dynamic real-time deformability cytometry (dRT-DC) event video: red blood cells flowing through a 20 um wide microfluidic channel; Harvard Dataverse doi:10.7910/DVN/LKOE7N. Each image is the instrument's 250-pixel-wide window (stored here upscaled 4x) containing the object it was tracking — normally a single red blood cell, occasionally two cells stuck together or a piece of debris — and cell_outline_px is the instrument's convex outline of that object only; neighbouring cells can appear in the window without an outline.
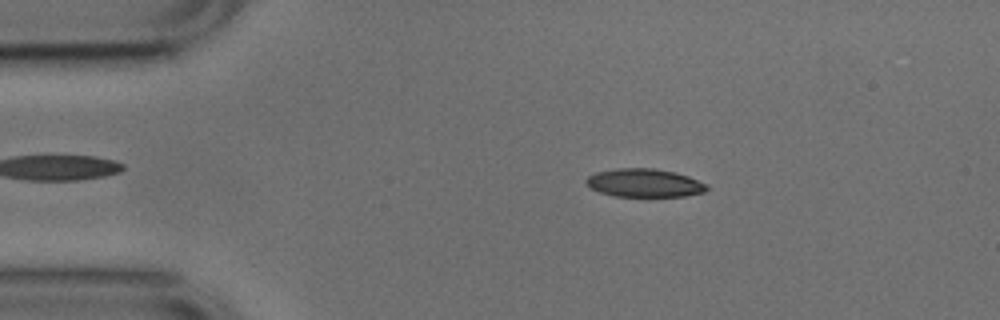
{"species": "common noctule bat (a hibernating species)", "species_latin": "Nyctalus noctula", "temperature_condition": "cold", "stored_images_in_passage": 51, "camera_frame_rate_fps": 3000, "um_per_image_px": 0.085, "animal": {"sex": "male", "body_mass_g": 17.9, "forearm_length_mm": 54.2}, "frame": {"image": 1, "passage_image": 8, "time_ms": 2.333, "image_size_px": [1000, 320], "cell_outline_px": [[708, 188], [704, 192], [684, 196], [616, 196], [600, 192], [592, 188], [584, 180], [588, 176], [596, 172], [616, 168], [652, 168], [676, 172], [688, 176], [708, 184]], "centroid_in_image_um": [54.79, 15.54], "position_along_channel_um": 30.2, "area_um2": 19.83}}
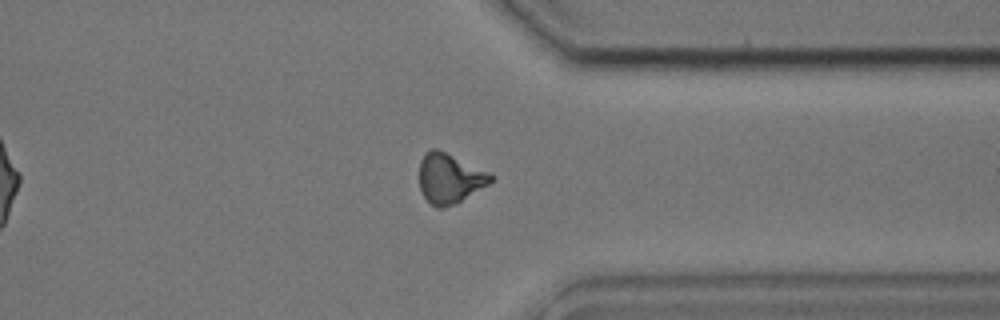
{"frame": {"image": 2, "passage_image": 39, "time_ms": 12.667, "image_size_px": [1000, 320], "cell_outline_px": [[496, 176], [488, 184], [460, 200], [444, 208], [436, 208], [424, 196], [420, 188], [420, 160], [424, 152], [432, 148], [436, 148], [488, 172]], "centroid_in_image_um": [38.19, 15.14], "position_along_channel_um": 373.2, "area_um2": 20.29}}
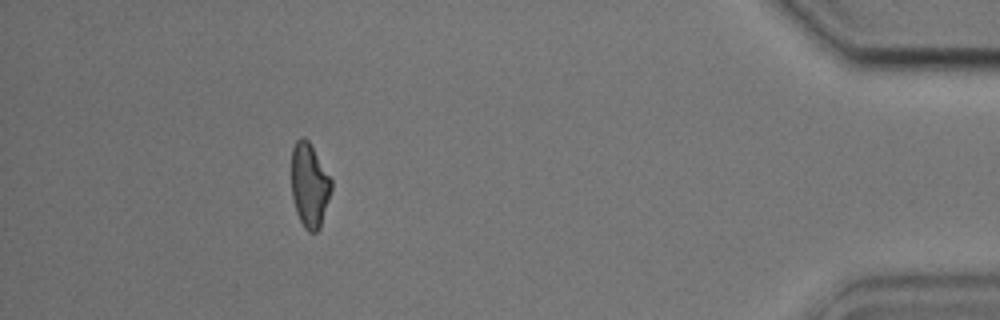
{"frame": {"image": 3, "passage_image": 46, "time_ms": 15.0, "image_size_px": [1000, 320], "cell_outline_px": [[332, 188], [320, 228], [316, 232], [308, 232], [304, 228], [296, 212], [292, 196], [292, 148], [296, 140], [300, 136], [304, 136], [308, 140], [332, 180]], "centroid_in_image_um": [26.3, 15.74], "position_along_channel_um": 408.9, "area_um2": 19.54}, "authors_computed_cell_mechanics": {"area_um2": 20.3456, "velocity_mm_per_s": 3.7893, "shape_relaxation_time_tau1_ms": 8.5563, "shape_relaxation_time_tau2_ms": 2.8149, "deformation_change_tau1": 0.2018, "deformation_change_tau2": 0.104}}